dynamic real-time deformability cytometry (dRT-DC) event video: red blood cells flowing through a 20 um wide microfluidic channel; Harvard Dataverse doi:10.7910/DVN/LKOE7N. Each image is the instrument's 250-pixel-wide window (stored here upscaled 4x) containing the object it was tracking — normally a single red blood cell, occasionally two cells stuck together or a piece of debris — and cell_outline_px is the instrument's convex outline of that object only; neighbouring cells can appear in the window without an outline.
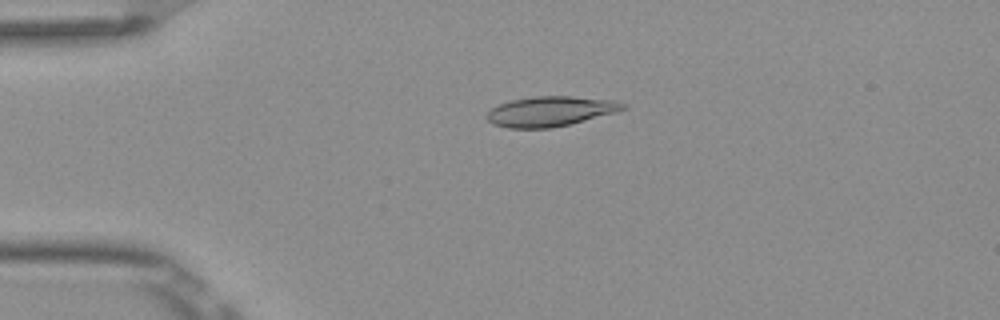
{"species": "Egyptian fruit bat (a non-hibernating species)", "species_latin": "Rousettus aegyptiacus", "temperature_condition": "room temperature", "stored_images_in_passage": 44, "camera_frame_rate_fps": 3000, "um_per_image_px": 0.085, "frame": {"image": 1, "passage_image": 4, "time_ms": 1.0, "image_size_px": [1000, 320], "cell_outline_px": [[628, 108], [616, 112], [552, 128], [508, 128], [492, 124], [484, 116], [492, 108], [500, 104], [512, 100], [536, 96], [572, 96], [616, 100], [628, 104]], "centroid_in_image_um": [46.8, 9.46], "position_along_channel_um": 38.2, "area_um2": 23.81}}
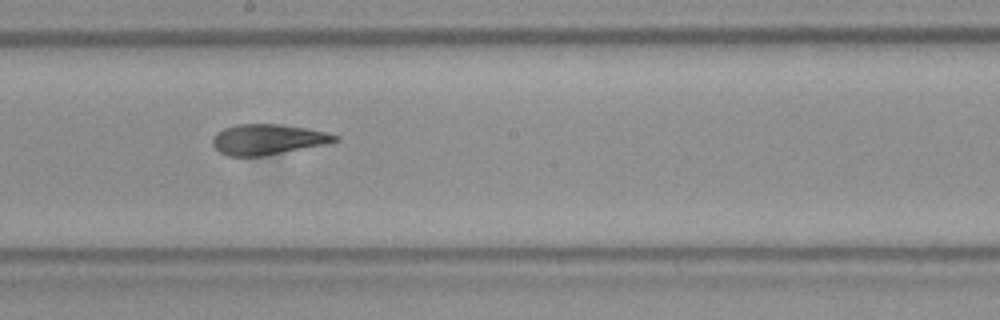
{"frame": {"image": 2, "passage_image": 21, "time_ms": 6.667, "image_size_px": [1000, 320], "cell_outline_px": [[340, 140], [324, 144], [264, 156], [228, 156], [220, 152], [212, 144], [212, 140], [216, 132], [224, 128], [236, 124], [284, 124], [308, 128], [340, 136]], "centroid_in_image_um": [22.75, 11.84], "position_along_channel_um": 225.5, "area_um2": 21.73}}
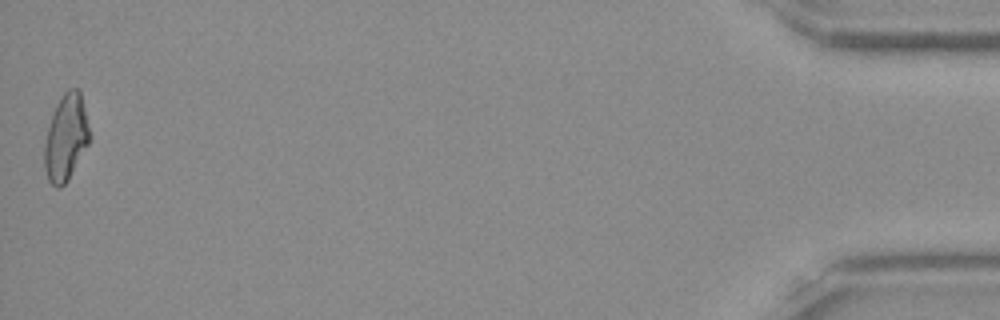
{"frame": {"image": 3, "passage_image": 44, "time_ms": 14.333, "image_size_px": [1000, 320], "cell_outline_px": [[92, 136], [88, 144], [68, 180], [60, 188], [56, 188], [48, 180], [44, 168], [44, 144], [48, 128], [56, 104], [60, 96], [68, 88], [76, 88], [80, 92]], "centroid_in_image_um": [5.61, 11.7], "position_along_channel_um": 429.6, "area_um2": 22.77}, "authors_computed_cell_mechanics": {"area_um2": 22.5131, "velocity_mm_per_s": 3.8872, "shape_relaxation_time_tau1_ms": null, "shape_relaxation_time_tau2_ms": 2.7705, "deformation_change_tau1": null, "deformation_change_tau2": 0.0947}}